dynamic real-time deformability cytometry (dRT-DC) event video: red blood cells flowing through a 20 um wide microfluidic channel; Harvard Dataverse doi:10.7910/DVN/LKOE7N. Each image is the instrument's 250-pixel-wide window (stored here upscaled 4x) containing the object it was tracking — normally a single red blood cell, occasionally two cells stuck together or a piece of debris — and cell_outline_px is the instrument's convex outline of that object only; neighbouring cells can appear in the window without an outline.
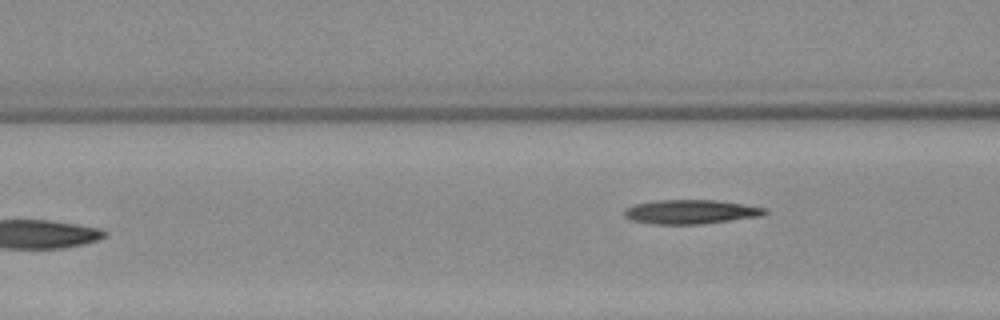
{"species": "Egyptian fruit bat (a non-hibernating species)", "species_latin": "Rousettus aegyptiacus", "temperature_condition": "warm", "stored_images_in_passage": 6, "camera_frame_rate_fps": 3000, "um_per_image_px": 0.085, "animal": {"sex": "female"}, "frame": {"image": 1, "passage_image": 6, "time_ms": 7.333, "image_size_px": [1000, 320], "cell_outline_px": [[768, 212], [760, 216], [700, 224], [652, 224], [632, 220], [624, 216], [624, 208], [636, 204], [652, 200], [716, 200], [768, 208]], "centroid_in_image_um": [58.69, 18.0], "position_along_channel_um": 107.9, "area_um2": 19.77}}